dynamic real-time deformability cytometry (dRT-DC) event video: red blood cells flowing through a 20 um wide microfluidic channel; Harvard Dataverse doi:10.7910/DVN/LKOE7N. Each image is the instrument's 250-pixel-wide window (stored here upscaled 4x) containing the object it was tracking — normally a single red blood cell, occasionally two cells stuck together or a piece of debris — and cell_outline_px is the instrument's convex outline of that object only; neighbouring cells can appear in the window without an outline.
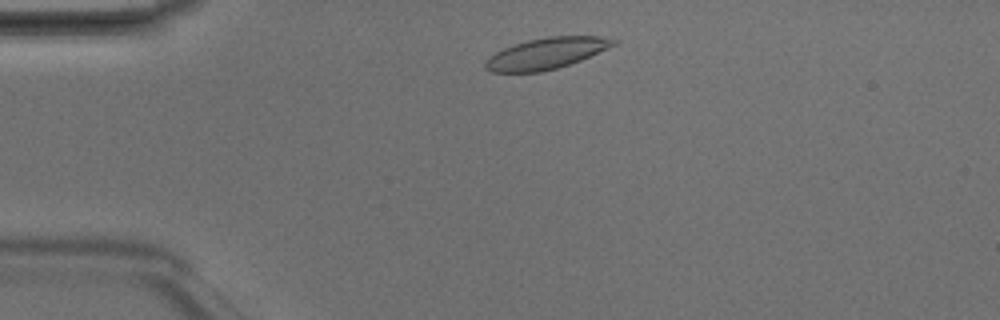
{"species": "Egyptian fruit bat (a non-hibernating species)", "species_latin": "Rousettus aegyptiacus", "temperature_condition": "room temperature", "stored_images_in_passage": 2, "camera_frame_rate_fps": 3000, "um_per_image_px": 0.085, "animal": {"sex": "male"}, "frame": {"image": 1, "passage_image": 1, "time_ms": 0.0, "image_size_px": [1000, 320], "cell_outline_px": [[620, 44], [580, 60], [556, 68], [540, 72], [488, 72], [484, 68], [484, 64], [496, 52], [504, 48], [528, 40], [548, 36], [600, 36], [620, 40]], "centroid_in_image_um": [46.51, 4.53], "position_along_channel_um": 38.5, "area_um2": 23.24}}